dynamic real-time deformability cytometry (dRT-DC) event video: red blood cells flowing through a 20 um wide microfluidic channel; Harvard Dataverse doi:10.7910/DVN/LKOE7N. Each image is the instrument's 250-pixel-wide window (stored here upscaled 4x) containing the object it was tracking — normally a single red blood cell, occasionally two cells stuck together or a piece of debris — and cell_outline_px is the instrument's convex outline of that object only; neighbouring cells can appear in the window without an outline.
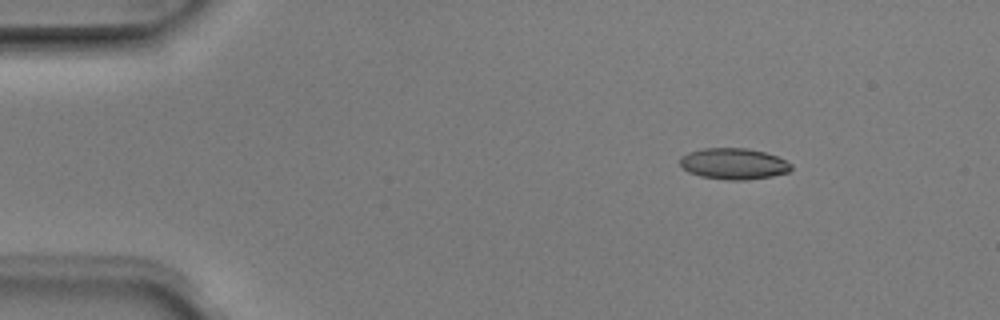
{"species": "Egyptian fruit bat (a non-hibernating species)", "species_latin": "Rousettus aegyptiacus", "temperature_condition": "room temperature", "stored_images_in_passage": 4, "camera_frame_rate_fps": 3000, "um_per_image_px": 0.085, "animal": {"sex": "male"}, "frame": {"image": 1, "passage_image": 1, "time_ms": 0.0, "image_size_px": [1000, 320], "cell_outline_px": [[792, 168], [788, 172], [772, 176], [744, 180], [728, 180], [700, 176], [688, 172], [680, 164], [680, 156], [688, 152], [704, 148], [748, 148], [764, 152], [776, 156], [792, 164]], "centroid_in_image_um": [62.34, 13.91], "position_along_channel_um": 22.7, "area_um2": 20.17}}
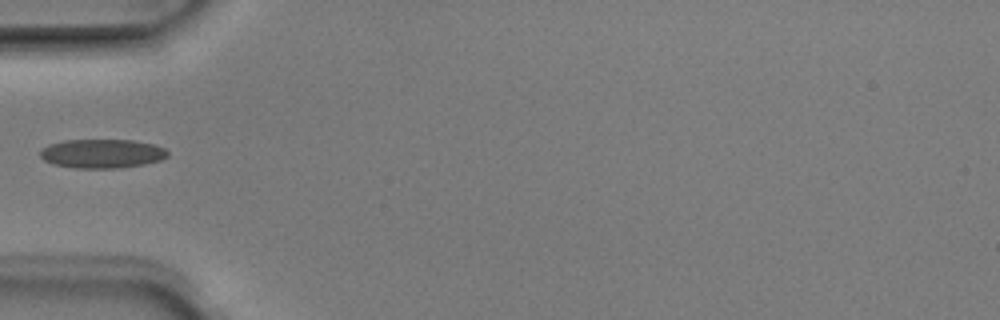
{"frame": {"image": 2, "passage_image": 4, "time_ms": 1.0, "image_size_px": [1000, 320], "cell_outline_px": [[168, 156], [160, 160], [144, 164], [120, 168], [76, 168], [52, 164], [44, 160], [40, 156], [40, 148], [48, 144], [64, 140], [132, 140], [152, 144], [164, 148], [168, 152]], "centroid_in_image_um": [8.63, 13.05], "position_along_channel_um": 76.4, "area_um2": 21.62}}